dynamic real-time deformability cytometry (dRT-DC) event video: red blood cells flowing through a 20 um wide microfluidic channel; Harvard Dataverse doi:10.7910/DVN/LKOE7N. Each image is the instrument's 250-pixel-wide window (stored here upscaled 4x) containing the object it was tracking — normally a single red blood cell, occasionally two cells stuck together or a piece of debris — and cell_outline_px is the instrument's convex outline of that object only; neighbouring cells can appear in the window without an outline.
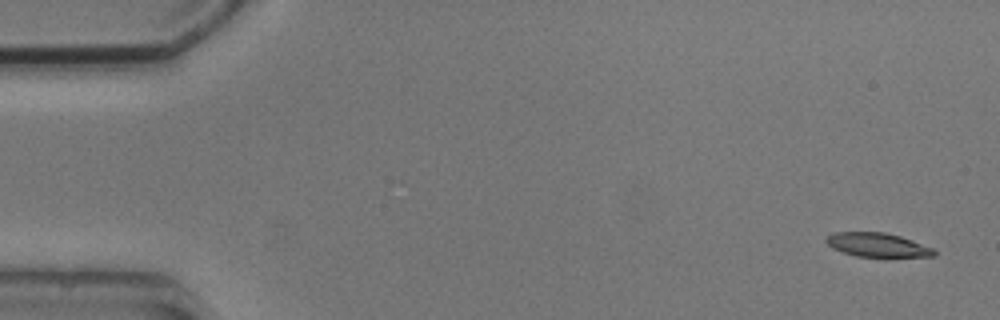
{"species": "common noctule bat (a hibernating species)", "species_latin": "Nyctalus noctula", "temperature_condition": "cold", "stored_images_in_passage": 6, "camera_frame_rate_fps": 3000, "um_per_image_px": 0.085, "animal": {"sex": "male", "body_mass_g": 20.5, "forearm_length_mm": 52.5}, "frame": {"image": 1, "passage_image": 1, "time_ms": 0.0, "image_size_px": [1000, 320], "cell_outline_px": [[936, 256], [856, 256], [832, 248], [824, 240], [824, 236], [832, 232], [884, 232], [900, 236], [912, 240], [932, 248], [936, 252]], "centroid_in_image_um": [74.52, 20.79], "position_along_channel_um": 10.5, "area_um2": 14.91}}
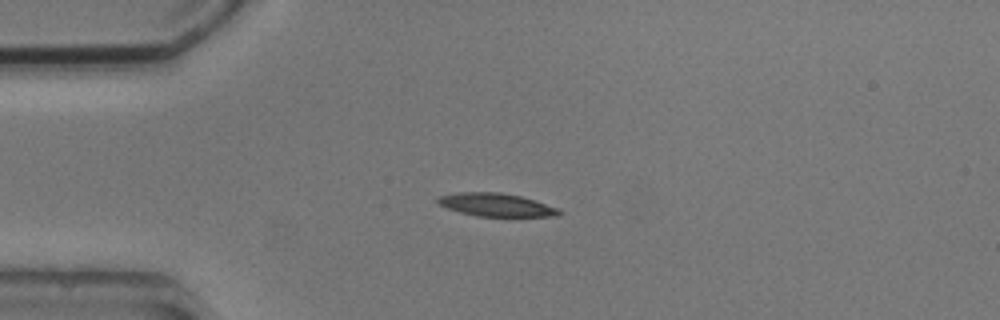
{"frame": {"image": 2, "passage_image": 4, "time_ms": 3.667, "image_size_px": [1000, 320], "cell_outline_px": [[564, 212], [556, 216], [476, 216], [460, 212], [448, 208], [440, 204], [436, 200], [436, 196], [460, 192], [500, 192], [520, 196], [556, 208]], "centroid_in_image_um": [42.12, 17.4], "position_along_channel_um": 42.9, "area_um2": 16.07}}